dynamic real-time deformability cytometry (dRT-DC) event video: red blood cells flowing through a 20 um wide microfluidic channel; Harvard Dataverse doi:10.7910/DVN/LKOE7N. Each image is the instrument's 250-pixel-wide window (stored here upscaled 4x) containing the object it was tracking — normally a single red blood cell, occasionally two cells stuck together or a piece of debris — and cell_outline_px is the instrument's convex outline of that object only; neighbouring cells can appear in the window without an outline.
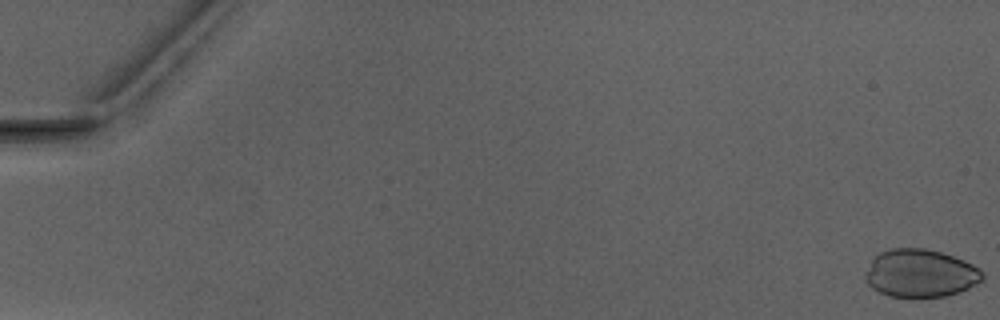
{"species": "Egyptian fruit bat (a non-hibernating species)", "species_latin": "Rousettus aegyptiacus", "temperature_condition": "warm", "stored_images_in_passage": 4, "camera_frame_rate_fps": 3000, "um_per_image_px": 0.085, "animal": {"sex": "male"}, "frame": {"image": 1, "passage_image": 1, "time_ms": 0.0, "image_size_px": [1000, 320], "cell_outline_px": [[984, 280], [960, 292], [944, 296], [912, 300], [888, 296], [872, 288], [864, 280], [864, 276], [872, 256], [880, 252], [892, 248], [924, 248], [940, 252], [964, 260], [980, 268], [984, 272]], "centroid_in_image_um": [78.21, 23.26], "position_along_channel_um": 6.8, "area_um2": 33.64}}